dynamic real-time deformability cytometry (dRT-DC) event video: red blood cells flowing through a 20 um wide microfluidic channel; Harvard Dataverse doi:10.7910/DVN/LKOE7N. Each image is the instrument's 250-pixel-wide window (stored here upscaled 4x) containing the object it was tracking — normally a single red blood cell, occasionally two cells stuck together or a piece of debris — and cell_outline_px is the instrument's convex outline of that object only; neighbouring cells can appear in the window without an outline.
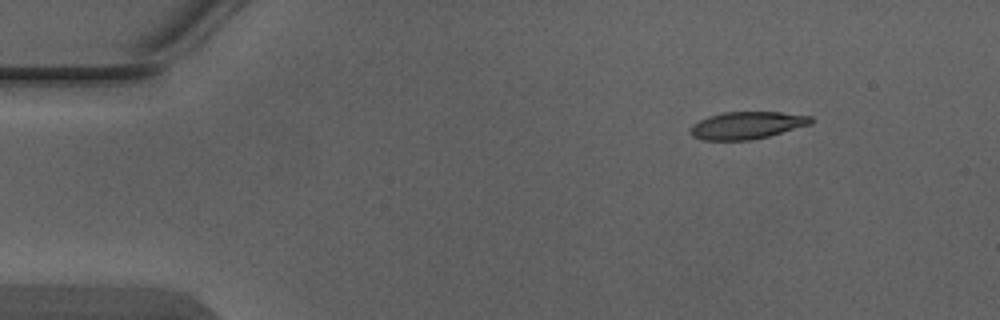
{"species": "Egyptian fruit bat (a non-hibernating species)", "species_latin": "Rousettus aegyptiacus", "temperature_condition": "warm", "stored_images_in_passage": 3, "camera_frame_rate_fps": 3000, "um_per_image_px": 0.085, "animal": {"sex": "male"}, "frame": {"image": 1, "passage_image": 1, "time_ms": 0.0, "image_size_px": [1000, 320], "cell_outline_px": [[812, 124], [768, 136], [752, 140], [704, 140], [692, 136], [688, 132], [692, 124], [708, 116], [724, 112], [780, 112], [812, 116]], "centroid_in_image_um": [63.47, 10.65], "position_along_channel_um": 21.5, "area_um2": 19.25}}
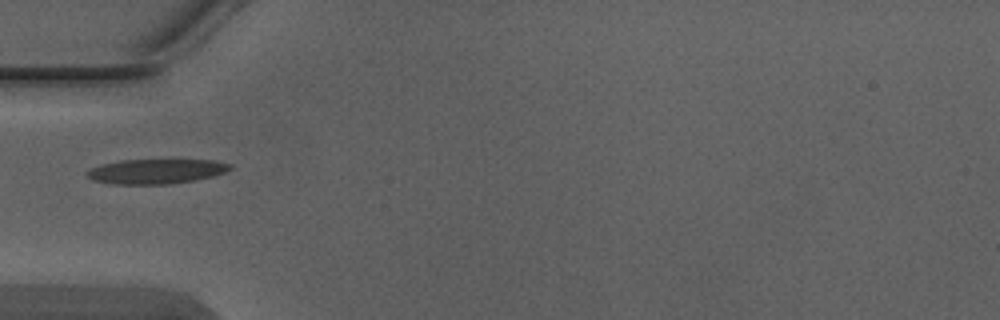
{"frame": {"image": 2, "passage_image": 3, "time_ms": 0.667, "image_size_px": [1000, 320], "cell_outline_px": [[232, 168], [224, 172], [212, 176], [192, 180], [168, 184], [112, 184], [92, 180], [84, 172], [100, 164], [120, 160], [216, 160], [232, 164]], "centroid_in_image_um": [13.24, 14.56], "position_along_channel_um": 71.8, "area_um2": 20.58}}